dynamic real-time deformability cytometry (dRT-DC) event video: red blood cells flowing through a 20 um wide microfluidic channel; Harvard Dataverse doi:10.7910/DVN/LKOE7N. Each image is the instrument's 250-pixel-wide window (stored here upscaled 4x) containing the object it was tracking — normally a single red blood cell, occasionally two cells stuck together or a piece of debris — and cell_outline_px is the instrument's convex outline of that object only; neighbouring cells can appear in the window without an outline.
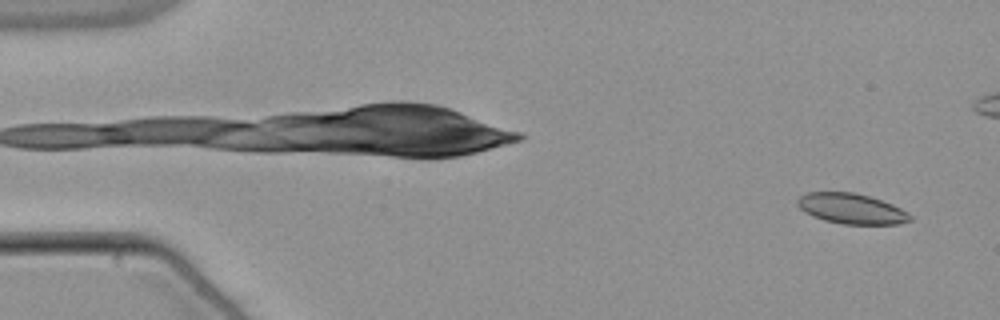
{"species": "common noctule bat (a hibernating species)", "species_latin": "Nyctalus noctula", "temperature_condition": "warm", "stored_images_in_passage": 55, "camera_frame_rate_fps": 3000, "um_per_image_px": 0.085, "animal": {"sex": "male", "body_mass_g": 21.5, "forearm_length_mm": 52.0}, "frame": {"image": 1, "passage_image": 3, "time_ms": 0.667, "image_size_px": [1000, 320], "cell_outline_px": [[912, 220], [900, 224], [844, 224], [824, 220], [812, 216], [804, 212], [796, 204], [796, 200], [800, 196], [808, 192], [852, 192], [868, 196], [892, 204], [908, 212], [912, 216]], "centroid_in_image_um": [72.36, 17.74], "position_along_channel_um": 12.6, "area_um2": 19.94}}
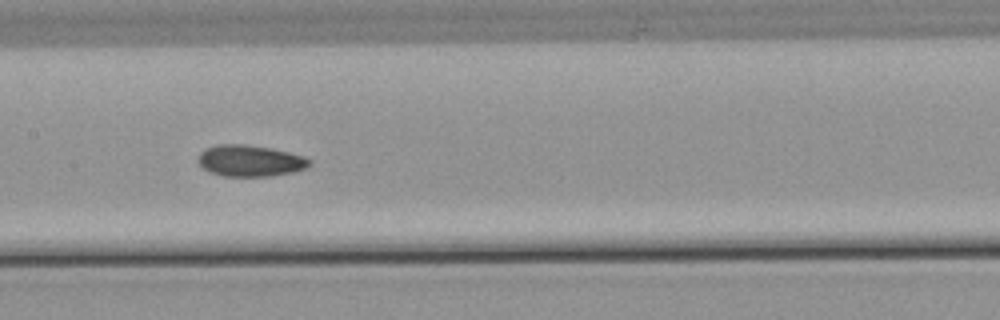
{"frame": {"image": 2, "passage_image": 27, "time_ms": 8.667, "image_size_px": [1000, 320], "cell_outline_px": [[312, 164], [304, 168], [292, 172], [272, 176], [224, 176], [212, 172], [204, 168], [196, 160], [200, 152], [204, 148], [216, 144], [244, 144], [272, 148], [304, 156], [312, 160]], "centroid_in_image_um": [21.25, 13.65], "position_along_channel_um": 186.1, "area_um2": 20.46}}
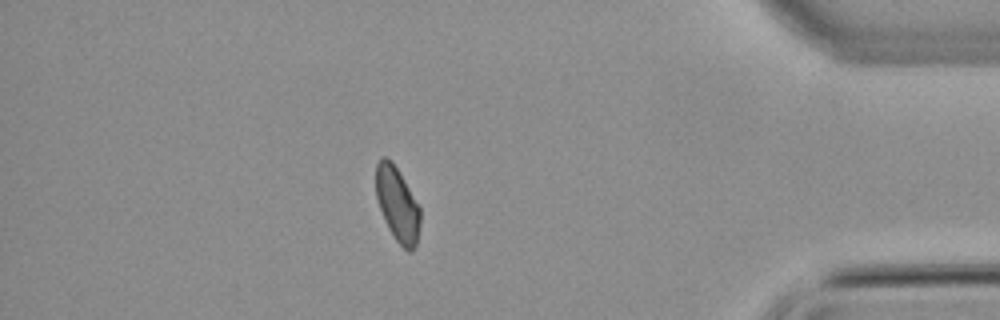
{"frame": {"image": 3, "passage_image": 47, "time_ms": 15.333, "image_size_px": [1000, 320], "cell_outline_px": [[420, 224], [416, 244], [412, 252], [408, 252], [396, 240], [388, 228], [380, 208], [376, 196], [376, 164], [380, 156], [384, 156], [392, 160], [404, 180], [420, 208]], "centroid_in_image_um": [33.77, 17.35], "position_along_channel_um": 401.4, "area_um2": 19.07}, "authors_computed_cell_mechanics": {"area_um2": 19.9988, "velocity_mm_per_s": 3.8228, "shape_relaxation_time_tau1_ms": 11.2257, "shape_relaxation_time_tau2_ms": 5.3386, "deformation_change_tau1": 0.1589, "deformation_change_tau2": 0.0589}}